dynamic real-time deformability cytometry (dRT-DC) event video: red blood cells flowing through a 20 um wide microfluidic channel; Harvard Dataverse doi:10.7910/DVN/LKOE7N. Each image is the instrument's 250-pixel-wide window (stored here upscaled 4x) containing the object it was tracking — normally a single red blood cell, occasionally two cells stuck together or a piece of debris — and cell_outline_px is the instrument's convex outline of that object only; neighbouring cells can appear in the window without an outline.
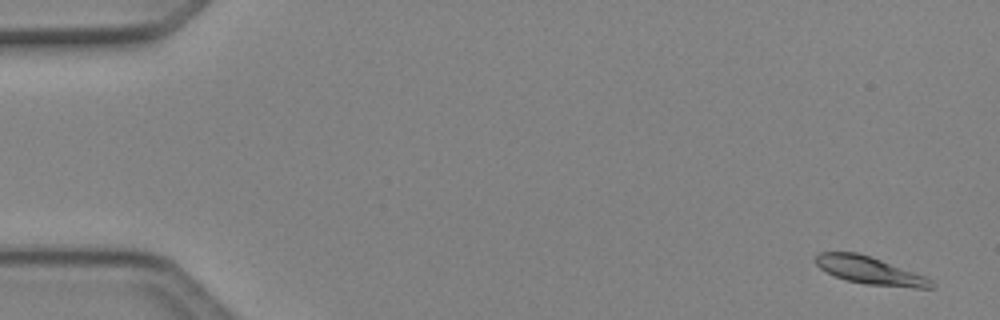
{"species": "Egyptian fruit bat (a non-hibernating species)", "species_latin": "Rousettus aegyptiacus", "temperature_condition": "cold", "stored_images_in_passage": 4, "camera_frame_rate_fps": 3000, "um_per_image_px": 0.085, "animal": {"sex": "female"}, "frame": {"image": 1, "passage_image": 1, "time_ms": 0.0, "image_size_px": [1000, 320], "cell_outline_px": [[936, 284], [932, 288], [912, 288], [864, 284], [844, 280], [820, 268], [816, 264], [816, 256], [820, 252], [856, 252], [880, 260], [924, 276], [932, 280]], "centroid_in_image_um": [73.94, 23.01], "position_along_channel_um": 11.1, "area_um2": 18.32}}